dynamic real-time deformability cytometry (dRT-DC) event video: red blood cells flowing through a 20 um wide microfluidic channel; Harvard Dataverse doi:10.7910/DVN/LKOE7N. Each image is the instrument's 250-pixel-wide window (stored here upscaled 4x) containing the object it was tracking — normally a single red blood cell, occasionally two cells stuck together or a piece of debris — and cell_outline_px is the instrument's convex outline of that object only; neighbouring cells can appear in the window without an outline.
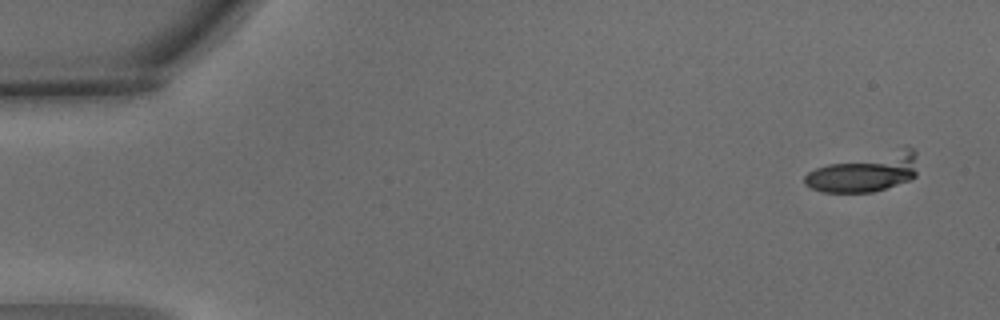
{"species": "common noctule bat (a hibernating species)", "species_latin": "Nyctalus noctula", "temperature_condition": "warm", "stored_images_in_passage": 6, "camera_frame_rate_fps": 3000, "um_per_image_px": 0.085, "animal": {"sex": "male", "body_mass_g": 15.6}, "frame": {"image": 1, "passage_image": 1, "time_ms": 0.0, "image_size_px": [1000, 320], "cell_outline_px": [[916, 176], [908, 180], [872, 192], [824, 192], [812, 188], [804, 184], [804, 176], [808, 172], [816, 168], [828, 164], [904, 144], [912, 148], [916, 152]], "centroid_in_image_um": [73.56, 14.59], "position_along_channel_um": 11.4, "area_um2": 25.89}}
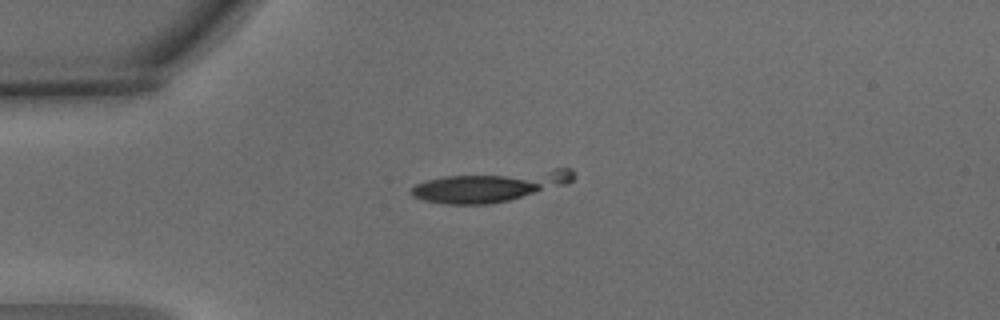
{"frame": {"image": 2, "passage_image": 4, "time_ms": 1.0, "image_size_px": [1000, 320], "cell_outline_px": [[576, 176], [568, 184], [508, 200], [492, 204], [444, 204], [424, 200], [412, 196], [408, 192], [416, 184], [428, 180], [444, 176], [556, 168], [572, 168], [576, 172]], "centroid_in_image_um": [41.72, 15.82], "position_along_channel_um": 43.3, "area_um2": 28.96}}